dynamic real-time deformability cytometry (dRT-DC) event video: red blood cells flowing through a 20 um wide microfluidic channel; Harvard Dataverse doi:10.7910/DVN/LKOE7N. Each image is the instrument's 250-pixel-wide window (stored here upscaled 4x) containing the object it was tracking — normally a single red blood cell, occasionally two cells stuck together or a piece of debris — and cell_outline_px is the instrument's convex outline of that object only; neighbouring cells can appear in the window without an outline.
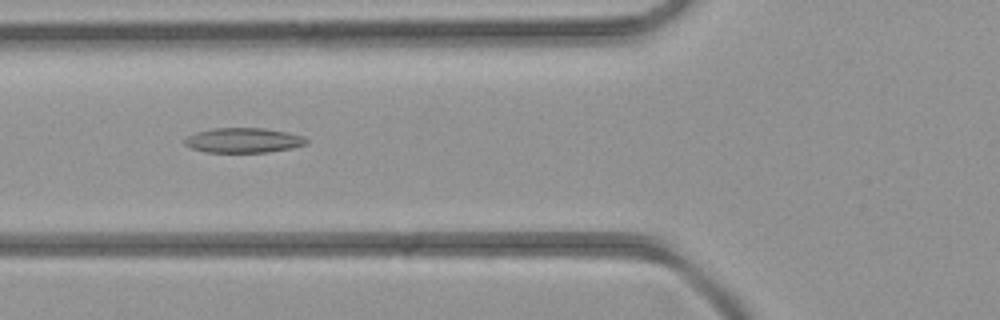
{"species": "common noctule bat (a hibernating species)", "species_latin": "Nyctalus noctula", "temperature_condition": "room temperature", "stored_images_in_passage": 2, "camera_frame_rate_fps": 3000, "um_per_image_px": 0.085, "animal": {"sex": "female", "body_mass_g": 21.9}, "frame": {"image": 1, "passage_image": 2, "time_ms": 1.0, "image_size_px": [1000, 320], "cell_outline_px": [[308, 144], [292, 148], [268, 152], [204, 152], [192, 148], [184, 144], [184, 140], [188, 136], [196, 132], [212, 128], [264, 128], [304, 136], [308, 140]], "centroid_in_image_um": [20.69, 11.93], "position_along_channel_um": 105.1, "area_um2": 17.63}}